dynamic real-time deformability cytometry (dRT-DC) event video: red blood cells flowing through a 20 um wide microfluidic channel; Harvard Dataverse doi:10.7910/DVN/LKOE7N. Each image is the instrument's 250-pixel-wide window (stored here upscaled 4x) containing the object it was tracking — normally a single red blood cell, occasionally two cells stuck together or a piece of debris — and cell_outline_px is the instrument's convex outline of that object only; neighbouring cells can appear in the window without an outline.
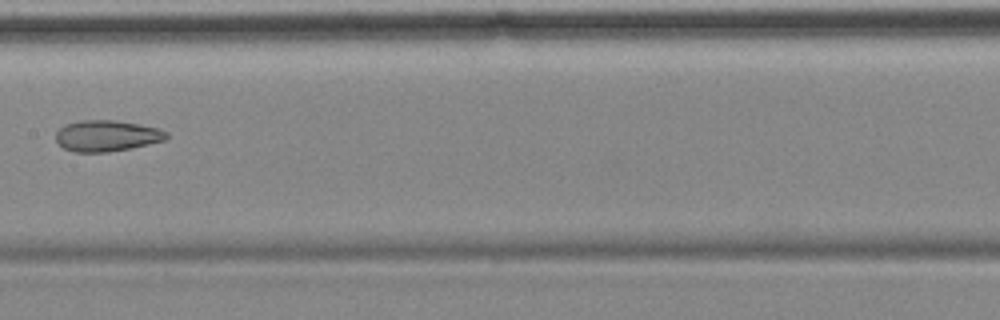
{"species": "common noctule bat (a hibernating species)", "species_latin": "Nyctalus noctula", "temperature_condition": "cold", "stored_images_in_passage": 10, "camera_frame_rate_fps": 3000, "um_per_image_px": 0.085, "animal": {"sex": "female", "body_mass_g": 18.4}, "frame": {"image": 1, "passage_image": 7, "time_ms": 8.0, "image_size_px": [1000, 320], "cell_outline_px": [[168, 136], [164, 140], [132, 148], [108, 152], [76, 152], [64, 148], [56, 140], [56, 132], [64, 124], [80, 120], [116, 120], [140, 124], [156, 128], [168, 132]], "centroid_in_image_um": [9.06, 11.53], "position_along_channel_um": 198.3, "area_um2": 20.06}}